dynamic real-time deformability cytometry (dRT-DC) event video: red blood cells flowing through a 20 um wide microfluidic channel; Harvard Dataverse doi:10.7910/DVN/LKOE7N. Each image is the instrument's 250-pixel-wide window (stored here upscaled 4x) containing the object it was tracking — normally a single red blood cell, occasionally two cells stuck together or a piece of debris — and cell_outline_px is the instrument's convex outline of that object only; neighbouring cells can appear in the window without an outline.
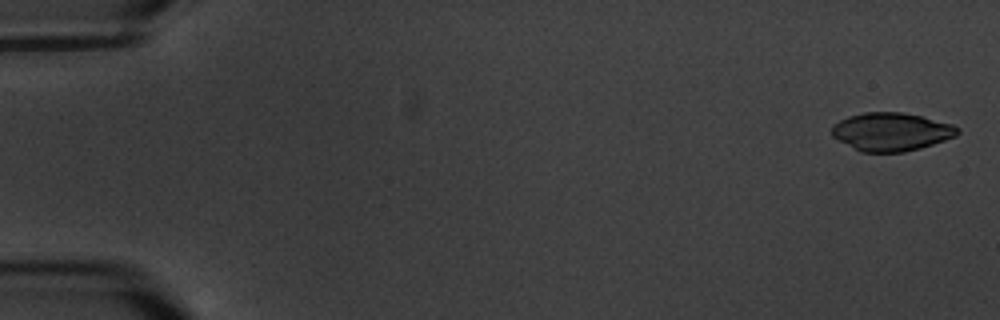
{"species": "common noctule bat (a hibernating species)", "species_latin": "Nyctalus noctula", "temperature_condition": "warm", "stored_images_in_passage": 4, "camera_frame_rate_fps": 3000, "um_per_image_px": 0.085, "animal": {"sex": "male", "body_mass_g": 20.1, "forearm_length_mm": 53.5}, "frame": {"image": 1, "passage_image": 1, "time_ms": 0.0, "image_size_px": [1000, 320], "cell_outline_px": [[960, 132], [956, 136], [920, 148], [904, 152], [860, 152], [832, 136], [832, 124], [848, 116], [864, 112], [904, 112], [952, 124], [960, 128]], "centroid_in_image_um": [75.75, 11.19], "position_along_channel_um": 9.3, "area_um2": 27.98}}